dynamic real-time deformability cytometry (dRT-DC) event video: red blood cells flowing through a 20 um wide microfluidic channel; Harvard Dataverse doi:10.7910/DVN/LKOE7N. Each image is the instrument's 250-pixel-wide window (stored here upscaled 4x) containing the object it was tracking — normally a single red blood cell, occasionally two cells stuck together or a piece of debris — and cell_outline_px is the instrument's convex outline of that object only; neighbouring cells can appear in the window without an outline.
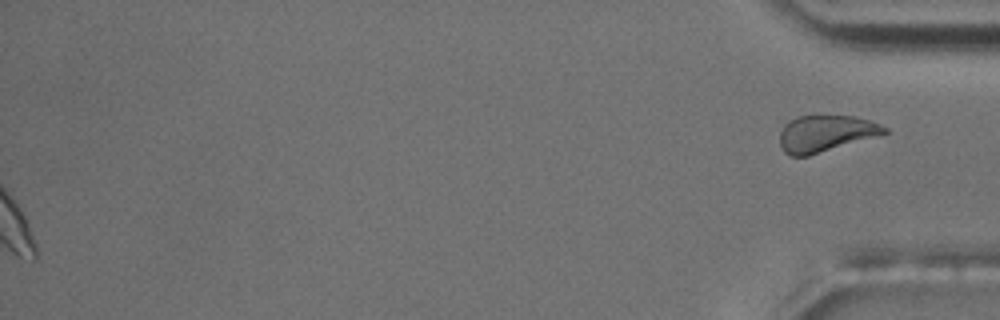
{"species": "common noctule bat (a hibernating species)", "species_latin": "Nyctalus noctula", "temperature_condition": "room temperature", "stored_images_in_passage": 55, "camera_frame_rate_fps": 3000, "um_per_image_px": 0.085, "animal": {"sex": "male", "body_mass_g": 17.5, "forearm_length_mm": 52.3}, "frame": {"image": 1, "passage_image": 55, "time_ms": 18.0, "image_size_px": [1000, 320], "cell_outline_px": [[888, 132], [880, 136], [808, 156], [792, 156], [784, 152], [780, 144], [780, 132], [784, 124], [788, 120], [796, 116], [816, 112], [856, 116], [880, 124], [888, 128]], "centroid_in_image_um": [70.18, 11.29], "position_along_channel_um": 365.0, "area_um2": 23.35}, "authors_computed_cell_mechanics": {"area_um2": 19.941, "velocity_mm_per_s": 3.6231, "shape_relaxation_time_tau1_ms": 3.2153, "shape_relaxation_time_tau2_ms": 1.1136, "deformation_change_tau1": 0.1006, "deformation_change_tau2": 0.0445}}